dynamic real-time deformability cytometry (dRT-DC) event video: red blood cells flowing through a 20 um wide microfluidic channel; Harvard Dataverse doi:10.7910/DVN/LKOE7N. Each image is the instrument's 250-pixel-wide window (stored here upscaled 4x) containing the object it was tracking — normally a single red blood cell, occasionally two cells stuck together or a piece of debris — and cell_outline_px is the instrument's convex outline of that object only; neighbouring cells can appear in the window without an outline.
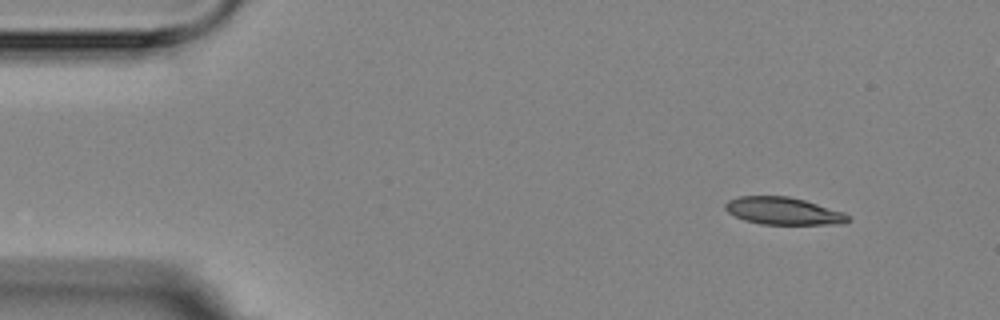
{"species": "Egyptian fruit bat (a non-hibernating species)", "species_latin": "Rousettus aegyptiacus", "temperature_condition": "room temperature", "stored_images_in_passage": 6, "camera_frame_rate_fps": 3000, "um_per_image_px": 0.085, "animal": {"sex": "female"}, "frame": {"image": 1, "passage_image": 1, "time_ms": 0.0, "image_size_px": [1000, 320], "cell_outline_px": [[852, 220], [840, 224], [760, 224], [744, 220], [728, 212], [724, 208], [724, 204], [728, 200], [740, 196], [788, 196], [804, 200], [844, 212]], "centroid_in_image_um": [66.57, 17.93], "position_along_channel_um": 18.4, "area_um2": 19.54}}
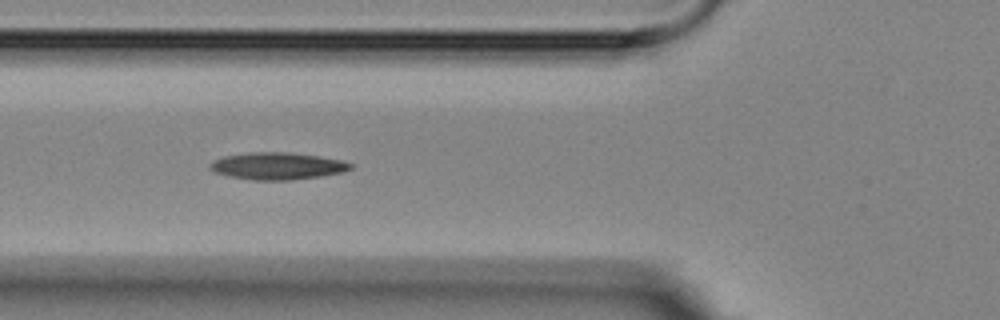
{"frame": {"image": 2, "passage_image": 5, "time_ms": 4.667, "image_size_px": [1000, 320], "cell_outline_px": [[352, 168], [340, 172], [320, 176], [288, 180], [252, 180], [228, 176], [216, 172], [208, 168], [208, 164], [212, 160], [224, 156], [248, 152], [288, 152], [320, 156], [340, 160], [352, 164]], "centroid_in_image_um": [23.51, 14.1], "position_along_channel_um": 102.3, "area_um2": 22.14}}
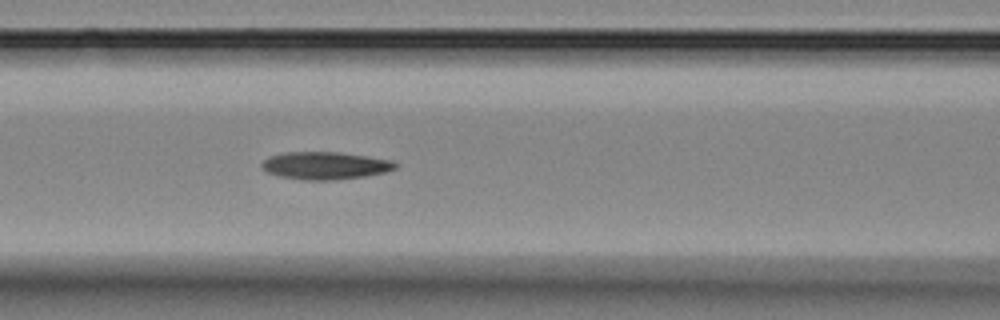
{"frame": {"image": 3, "passage_image": 6, "time_ms": 5.667, "image_size_px": [1000, 320], "cell_outline_px": [[396, 168], [384, 172], [364, 176], [336, 180], [300, 180], [280, 176], [268, 172], [260, 164], [268, 156], [284, 152], [340, 152], [392, 160], [396, 164]], "centroid_in_image_um": [27.61, 14.07], "position_along_channel_um": 139.0, "area_um2": 21.39}}